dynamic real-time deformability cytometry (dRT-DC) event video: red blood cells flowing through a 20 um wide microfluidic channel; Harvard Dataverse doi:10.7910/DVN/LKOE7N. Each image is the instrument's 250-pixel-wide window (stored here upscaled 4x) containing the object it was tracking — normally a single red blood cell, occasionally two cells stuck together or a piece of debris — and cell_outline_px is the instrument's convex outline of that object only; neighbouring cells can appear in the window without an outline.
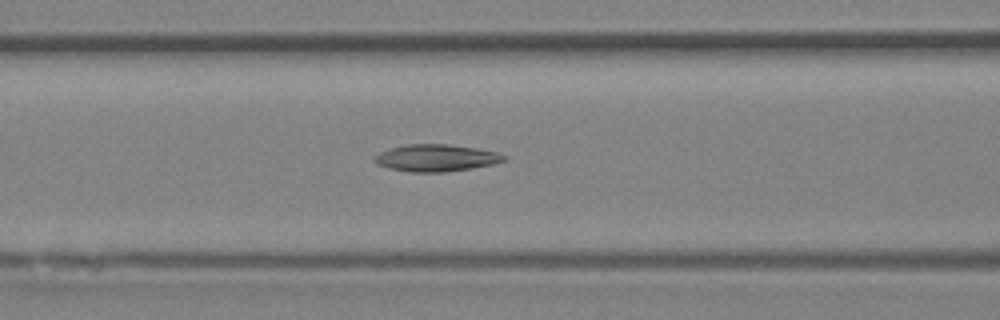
{"species": "Egyptian fruit bat (a non-hibernating species)", "species_latin": "Rousettus aegyptiacus", "temperature_condition": "room temperature", "stored_images_in_passage": 40, "camera_frame_rate_fps": 3000, "um_per_image_px": 0.085, "animal": {"sex": "female"}, "frame": {"image": 1, "passage_image": 16, "time_ms": 5.0, "image_size_px": [1000, 320], "cell_outline_px": [[508, 160], [492, 164], [472, 168], [444, 172], [412, 172], [388, 168], [376, 164], [372, 160], [372, 156], [380, 152], [392, 148], [408, 144], [448, 144], [476, 148], [496, 152], [508, 156]], "centroid_in_image_um": [37.06, 13.42], "position_along_channel_um": 129.5, "area_um2": 20.46}}
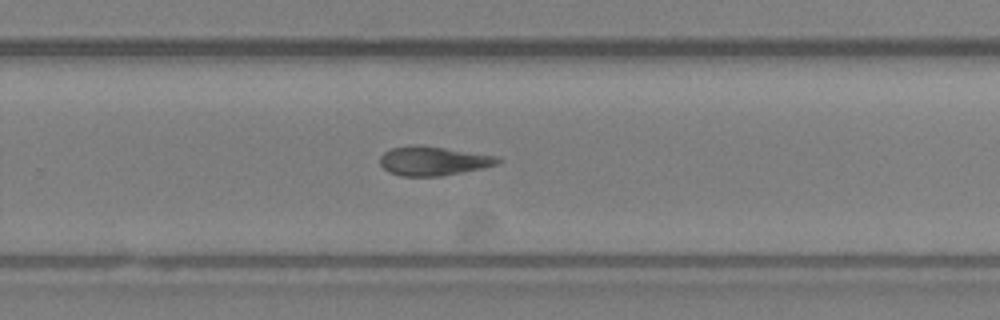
{"frame": {"image": 2, "passage_image": 26, "time_ms": 8.333, "image_size_px": [1000, 320], "cell_outline_px": [[500, 164], [440, 176], [400, 176], [388, 172], [380, 164], [380, 156], [384, 152], [392, 148], [412, 144], [416, 144], [500, 156]], "centroid_in_image_um": [36.81, 13.67], "position_along_channel_um": 293.0, "area_um2": 19.94}}
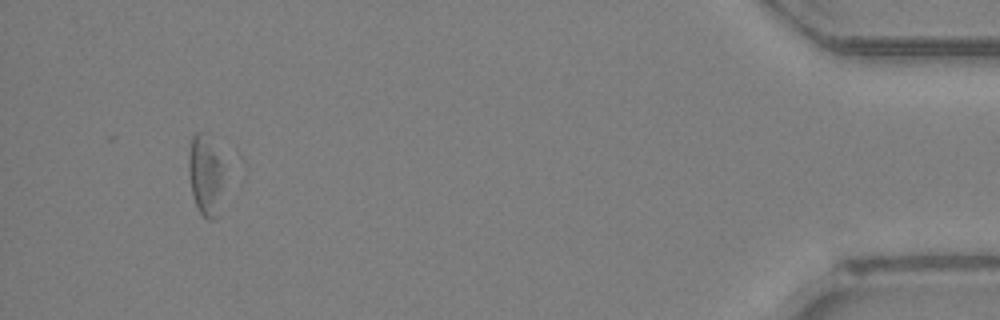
{"frame": {"image": 3, "passage_image": 38, "time_ms": 12.333, "image_size_px": [1000, 320], "cell_outline_px": [[220, 216], [212, 220], [208, 220], [200, 212], [192, 196], [188, 176], [188, 156], [192, 136], [196, 132], [208, 132], [220, 164]], "centroid_in_image_um": [17.4, 14.91], "position_along_channel_um": 417.8, "area_um2": 16.24}}